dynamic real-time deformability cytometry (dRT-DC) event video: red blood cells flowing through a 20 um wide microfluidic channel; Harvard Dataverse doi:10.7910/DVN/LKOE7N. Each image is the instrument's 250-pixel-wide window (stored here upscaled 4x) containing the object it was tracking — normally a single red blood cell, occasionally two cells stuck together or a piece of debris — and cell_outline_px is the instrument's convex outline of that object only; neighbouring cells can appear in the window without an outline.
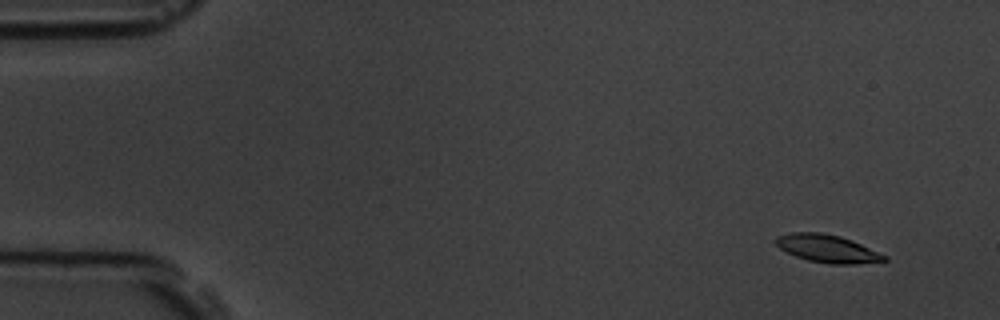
{"species": "common noctule bat (a hibernating species)", "species_latin": "Nyctalus noctula", "temperature_condition": "room temperature", "stored_images_in_passage": 6, "camera_frame_rate_fps": 3000, "um_per_image_px": 0.085, "animal": {"sex": "male", "body_mass_g": 19.5, "forearm_length_mm": 54.6}, "frame": {"image": 1, "passage_image": 2, "time_ms": 1.0, "image_size_px": [1000, 320], "cell_outline_px": [[888, 260], [856, 264], [828, 264], [808, 260], [796, 256], [780, 248], [776, 244], [776, 236], [792, 232], [820, 232], [840, 236], [852, 240], [888, 256]], "centroid_in_image_um": [70.35, 21.13], "position_along_channel_um": 14.7, "area_um2": 17.51}}
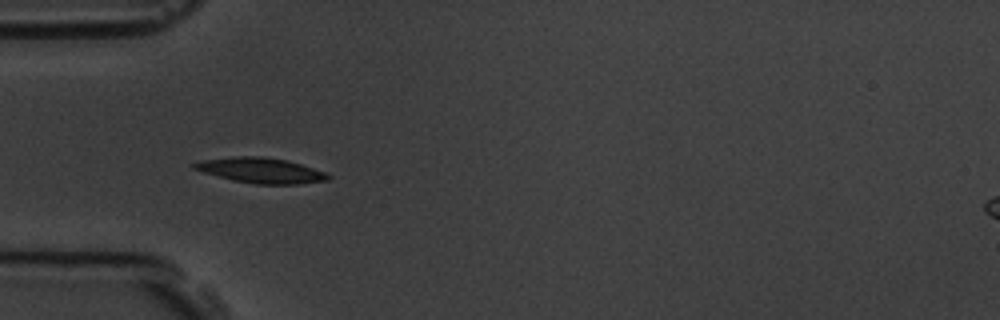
{"frame": {"image": 2, "passage_image": 5, "time_ms": 5.333, "image_size_px": [1000, 320], "cell_outline_px": [[332, 176], [328, 180], [300, 184], [256, 184], [232, 180], [204, 172], [192, 168], [192, 164], [200, 160], [232, 156], [264, 156], [288, 160], [324, 172]], "centroid_in_image_um": [22.16, 14.47], "position_along_channel_um": 62.8, "area_um2": 19.77}}
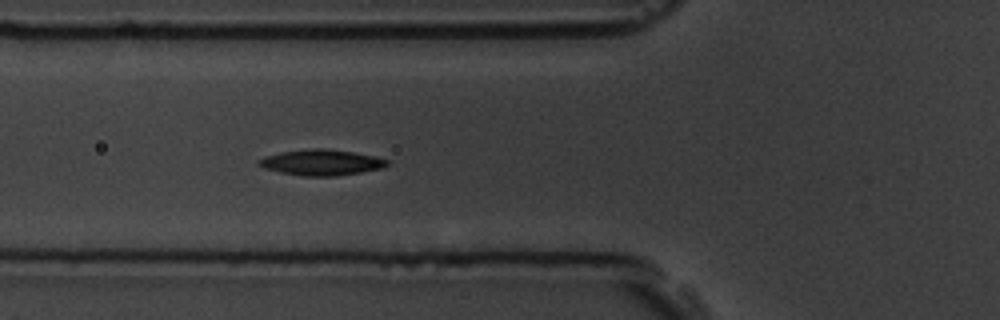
{"frame": {"image": 3, "passage_image": 6, "time_ms": 6.333, "image_size_px": [1000, 320], "cell_outline_px": [[388, 164], [384, 168], [336, 176], [304, 176], [280, 172], [264, 168], [256, 164], [256, 160], [264, 156], [280, 152], [312, 148], [324, 148], [352, 152], [376, 156], [388, 160]], "centroid_in_image_um": [27.29, 13.8], "position_along_channel_um": 98.5, "area_um2": 19.36}}